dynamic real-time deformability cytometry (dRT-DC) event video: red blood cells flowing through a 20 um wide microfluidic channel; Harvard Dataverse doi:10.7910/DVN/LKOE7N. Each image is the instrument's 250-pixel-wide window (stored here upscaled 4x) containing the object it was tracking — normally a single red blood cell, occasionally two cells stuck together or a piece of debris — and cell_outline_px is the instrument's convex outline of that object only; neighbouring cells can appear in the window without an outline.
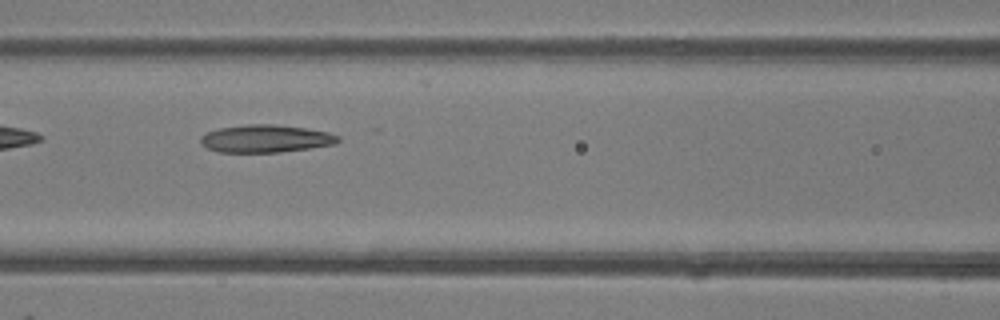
{"species": "common noctule bat (a hibernating species)", "species_latin": "Nyctalus noctula", "temperature_condition": "room temperature", "stored_images_in_passage": 20, "camera_frame_rate_fps": 3000, "um_per_image_px": 0.085, "animal": {"sex": "female"}, "frame": {"image": 1, "passage_image": 6, "time_ms": 1.667, "image_size_px": [1000, 320], "cell_outline_px": [[340, 140], [336, 144], [280, 152], [220, 152], [208, 148], [200, 144], [200, 136], [208, 132], [220, 128], [248, 124], [276, 124], [304, 128], [328, 132], [340, 136]], "centroid_in_image_um": [22.59, 11.78], "position_along_channel_um": 144.0, "area_um2": 22.08}}
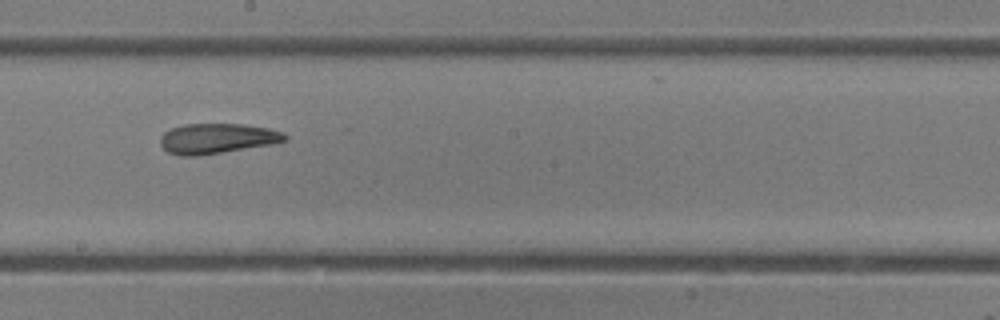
{"frame": {"image": 2, "passage_image": 12, "time_ms": 3.667, "image_size_px": [1000, 320], "cell_outline_px": [[288, 140], [272, 144], [196, 156], [180, 156], [168, 152], [160, 144], [160, 136], [164, 132], [172, 128], [184, 124], [244, 124], [268, 128], [284, 132], [288, 136]], "centroid_in_image_um": [18.46, 11.77], "position_along_channel_um": 229.7, "area_um2": 21.91}}
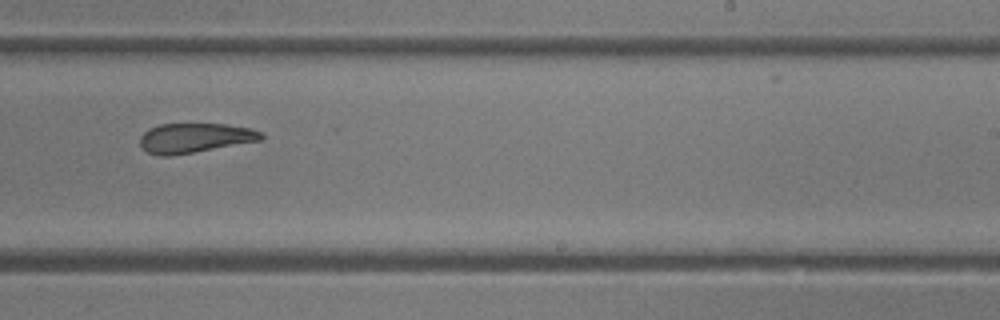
{"frame": {"image": 3, "passage_image": 15, "time_ms": 4.667, "image_size_px": [1000, 320], "cell_outline_px": [[264, 140], [172, 156], [156, 156], [148, 152], [140, 144], [140, 136], [148, 128], [160, 124], [224, 124], [248, 128], [264, 132]], "centroid_in_image_um": [16.57, 11.73], "position_along_channel_um": 272.4, "area_um2": 21.1}}